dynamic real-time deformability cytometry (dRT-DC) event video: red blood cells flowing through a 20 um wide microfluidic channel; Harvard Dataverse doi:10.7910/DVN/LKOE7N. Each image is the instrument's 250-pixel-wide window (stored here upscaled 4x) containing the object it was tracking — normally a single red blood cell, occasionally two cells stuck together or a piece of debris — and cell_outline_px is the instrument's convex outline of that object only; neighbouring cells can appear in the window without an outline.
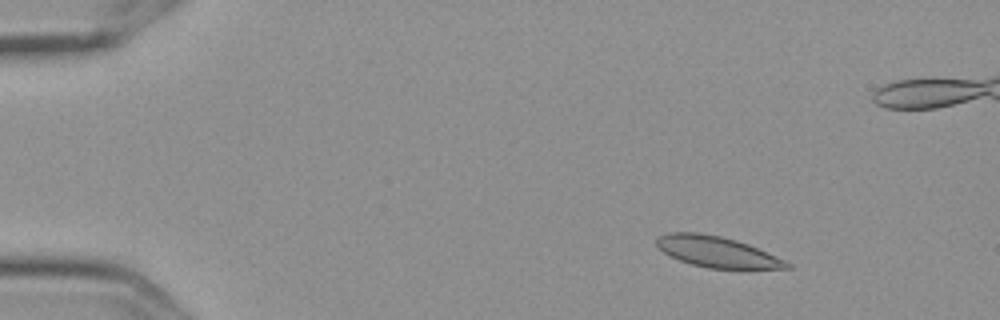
{"species": "Egyptian fruit bat (a non-hibernating species)", "species_latin": "Rousettus aegyptiacus", "temperature_condition": "cold", "stored_images_in_passage": 6, "camera_frame_rate_fps": 3000, "um_per_image_px": 0.085, "frame": {"image": 1, "passage_image": 3, "time_ms": 0.667, "image_size_px": [1000, 320], "cell_outline_px": [[792, 268], [708, 268], [692, 264], [680, 260], [664, 252], [656, 244], [656, 240], [660, 236], [668, 232], [700, 232], [720, 236], [736, 240], [748, 244], [784, 260], [792, 264]], "centroid_in_image_um": [60.93, 21.39], "position_along_channel_um": 24.1, "area_um2": 23.0}}